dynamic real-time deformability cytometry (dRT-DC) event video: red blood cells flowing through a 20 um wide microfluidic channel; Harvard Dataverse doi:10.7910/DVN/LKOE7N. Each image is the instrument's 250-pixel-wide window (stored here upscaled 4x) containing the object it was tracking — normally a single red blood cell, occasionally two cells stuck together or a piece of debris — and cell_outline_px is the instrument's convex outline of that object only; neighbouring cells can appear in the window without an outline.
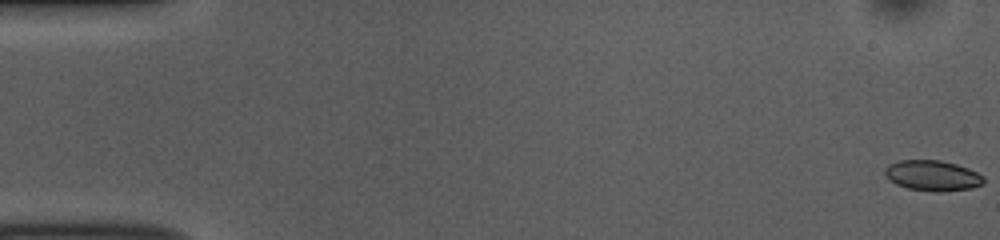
{"species": "common noctule bat (a hibernating species)", "species_latin": "Nyctalus noctula", "temperature_condition": "room temperature", "stored_images_in_passage": 53, "camera_frame_rate_fps": 3000, "um_per_image_px": 0.085, "animal": {"sex": "female", "body_mass_g": 10.0, "forearm_length_mm": 53.1}, "frame": {"image": 1, "passage_image": 1, "time_ms": 0.0, "image_size_px": [1000, 240], "cell_outline_px": [[984, 184], [972, 188], [940, 192], [936, 192], [908, 188], [896, 184], [888, 180], [884, 172], [884, 168], [888, 164], [900, 160], [940, 160], [956, 164], [968, 168], [984, 176]], "centroid_in_image_um": [79.26, 14.92], "position_along_channel_um": 5.7, "area_um2": 17.69}}
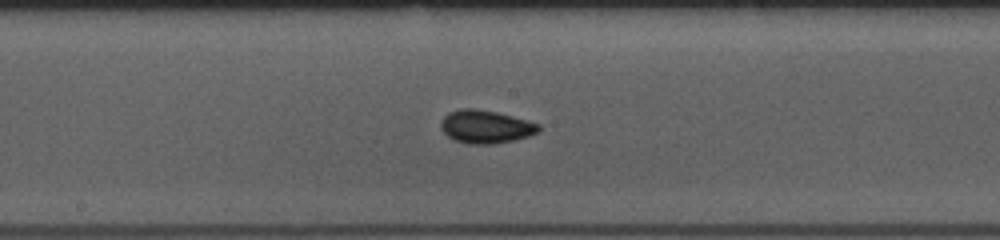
{"frame": {"image": 2, "passage_image": 28, "time_ms": 9.0, "image_size_px": [1000, 240], "cell_outline_px": [[540, 132], [528, 136], [512, 140], [492, 144], [468, 144], [456, 140], [448, 136], [440, 128], [440, 124], [444, 116], [448, 112], [460, 108], [472, 108], [496, 112], [512, 116], [540, 124]], "centroid_in_image_um": [41.27, 10.76], "position_along_channel_um": 206.9, "area_um2": 18.79}}
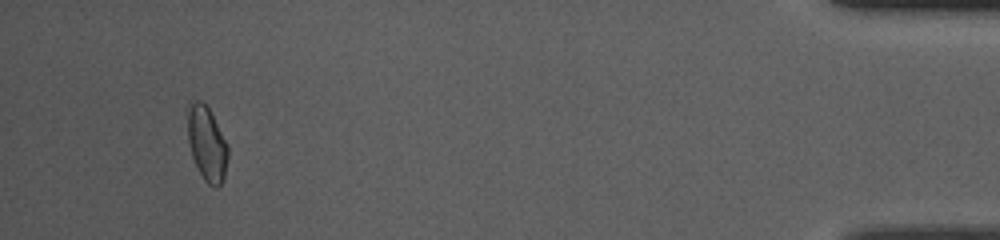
{"frame": {"image": 3, "passage_image": 50, "time_ms": 16.333, "image_size_px": [1000, 240], "cell_outline_px": [[228, 156], [224, 176], [220, 184], [216, 188], [208, 184], [204, 180], [192, 156], [188, 140], [184, 108], [196, 100], [200, 100], [208, 108], [228, 144]], "centroid_in_image_um": [17.54, 12.16], "position_along_channel_um": 417.7, "area_um2": 17.69}, "authors_computed_cell_mechanics": {"area_um2": 17.5134, "velocity_mm_per_s": 3.8438, "shape_relaxation_time_tau1_ms": 5.8662, "shape_relaxation_time_tau2_ms": 3.0625, "deformation_change_tau1": 0.1147, "deformation_change_tau2": 0.0487}}